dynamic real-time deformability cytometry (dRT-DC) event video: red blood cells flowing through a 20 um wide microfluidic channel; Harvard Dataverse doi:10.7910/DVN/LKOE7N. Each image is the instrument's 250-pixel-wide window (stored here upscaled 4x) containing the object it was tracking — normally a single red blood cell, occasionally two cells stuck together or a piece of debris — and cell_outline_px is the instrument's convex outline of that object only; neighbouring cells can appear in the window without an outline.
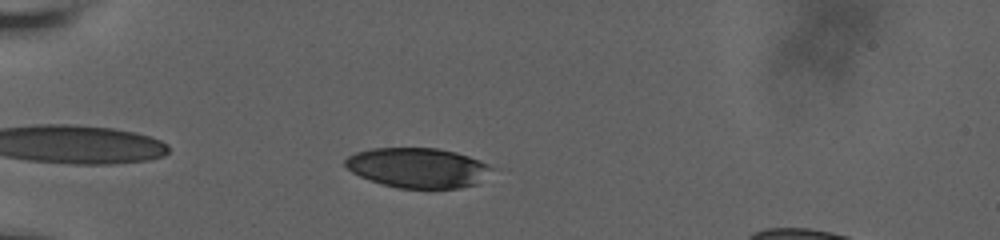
{"species": "human", "species_latin": "Homo sapiens", "temperature_condition": "room temperature", "stored_images_in_passage": 45, "camera_frame_rate_fps": 3000, "um_per_image_px": 0.085, "donor": {"sex": "male"}, "frame": {"image": 1, "passage_image": 4, "time_ms": 1.0, "image_size_px": [1000, 240], "cell_outline_px": [[496, 168], [476, 184], [460, 188], [396, 188], [360, 176], [352, 172], [344, 164], [344, 160], [348, 156], [356, 152], [372, 148], [436, 148], [456, 152], [480, 160]], "centroid_in_image_um": [35.54, 14.25], "position_along_channel_um": 49.5, "area_um2": 34.04}}
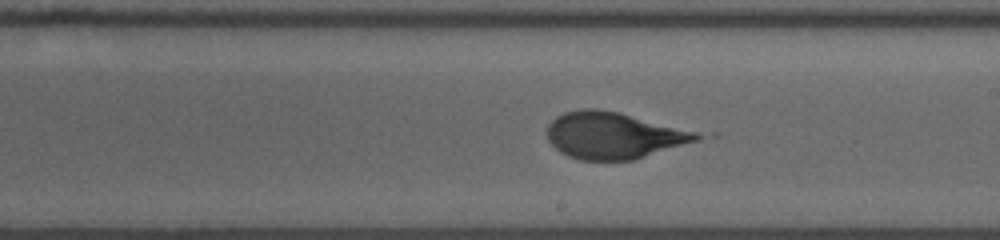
{"frame": {"image": 2, "passage_image": 22, "time_ms": 7.0, "image_size_px": [1000, 240], "cell_outline_px": [[704, 136], [696, 140], [632, 160], [580, 160], [568, 156], [560, 152], [548, 140], [548, 124], [556, 116], [564, 112], [580, 108], [596, 108], [616, 112], [696, 132]], "centroid_in_image_um": [52.06, 11.51], "position_along_channel_um": 236.9, "area_um2": 39.82}}
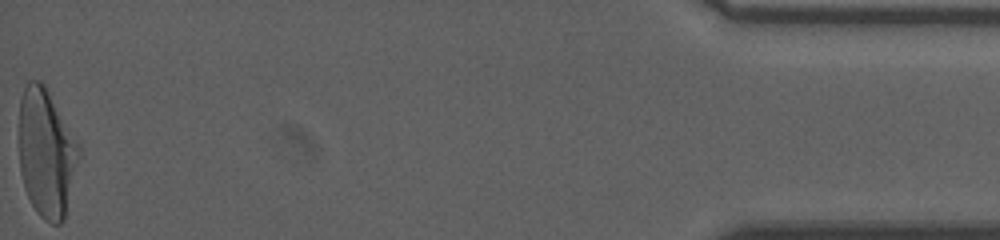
{"frame": {"image": 3, "passage_image": 45, "time_ms": 14.667, "image_size_px": [1000, 240], "cell_outline_px": [[80, 156], [64, 220], [60, 224], [52, 224], [44, 220], [36, 212], [24, 188], [20, 172], [20, 100], [24, 88], [28, 80], [40, 80], [44, 84], [80, 144]], "centroid_in_image_um": [3.96, 13.02], "position_along_channel_um": 431.2, "area_um2": 44.85}, "authors_computed_cell_mechanics": {"area_um2": 40.2288, "velocity_mm_per_s": 3.6535, "shape_relaxation_time_tau1_ms": 3.1547, "shape_relaxation_time_tau2_ms": 0.7341, "deformation_change_tau1": 0.1494, "deformation_change_tau2": 0.0561}}